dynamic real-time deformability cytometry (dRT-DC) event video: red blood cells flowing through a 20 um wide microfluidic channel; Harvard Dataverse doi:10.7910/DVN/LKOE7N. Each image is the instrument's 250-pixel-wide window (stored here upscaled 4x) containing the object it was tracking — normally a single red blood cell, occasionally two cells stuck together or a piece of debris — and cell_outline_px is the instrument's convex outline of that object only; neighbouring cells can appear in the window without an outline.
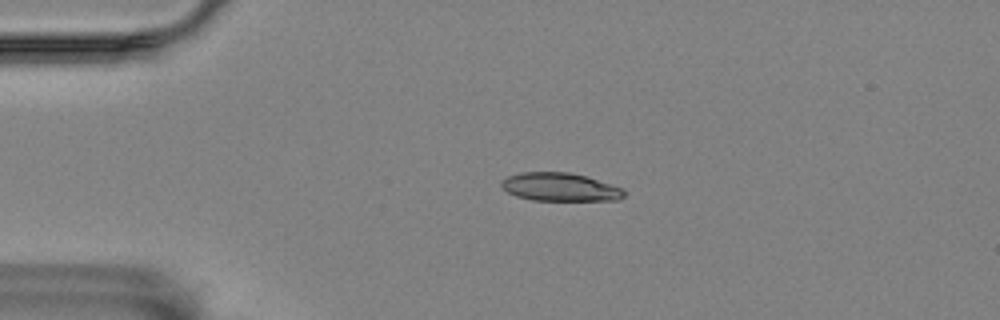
{"species": "Egyptian fruit bat (a non-hibernating species)", "species_latin": "Rousettus aegyptiacus", "temperature_condition": "room temperature", "stored_images_in_passage": 46, "camera_frame_rate_fps": 3000, "um_per_image_px": 0.085, "animal": {"sex": "female"}, "frame": {"image": 1, "passage_image": 1, "time_ms": 0.0, "image_size_px": [1000, 320], "cell_outline_px": [[624, 196], [616, 200], [532, 200], [516, 196], [508, 192], [500, 184], [500, 180], [508, 176], [520, 172], [568, 172], [584, 176], [620, 188], [624, 192]], "centroid_in_image_um": [47.52, 15.89], "position_along_channel_um": 37.5, "area_um2": 19.83}}
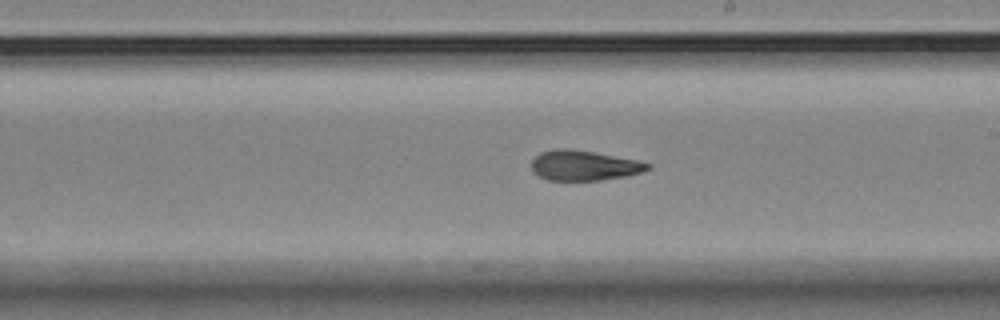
{"frame": {"image": 2, "passage_image": 21, "time_ms": 6.667, "image_size_px": [1000, 320], "cell_outline_px": [[652, 168], [640, 172], [624, 176], [600, 180], [548, 180], [532, 172], [532, 160], [540, 152], [556, 148], [568, 148], [592, 152], [636, 160], [652, 164]], "centroid_in_image_um": [49.61, 14.06], "position_along_channel_um": 239.4, "area_um2": 20.17}}
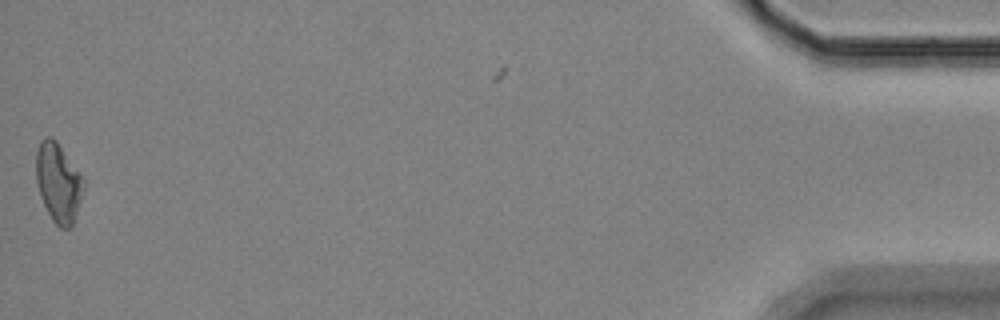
{"frame": {"image": 3, "passage_image": 45, "time_ms": 14.667, "image_size_px": [1000, 320], "cell_outline_px": [[84, 188], [72, 228], [60, 228], [52, 220], [40, 196], [36, 180], [36, 152], [40, 140], [44, 136], [52, 136], [56, 140], [84, 180]], "centroid_in_image_um": [4.94, 15.52], "position_along_channel_um": 430.3, "area_um2": 21.79}, "authors_computed_cell_mechanics": {"area_um2": 21.097, "velocity_mm_per_s": 3.5262, "shape_relaxation_time_tau1_ms": 7.4034, "shape_relaxation_time_tau2_ms": 3.6807, "deformation_change_tau1": 0.1735, "deformation_change_tau2": 0.1039}}